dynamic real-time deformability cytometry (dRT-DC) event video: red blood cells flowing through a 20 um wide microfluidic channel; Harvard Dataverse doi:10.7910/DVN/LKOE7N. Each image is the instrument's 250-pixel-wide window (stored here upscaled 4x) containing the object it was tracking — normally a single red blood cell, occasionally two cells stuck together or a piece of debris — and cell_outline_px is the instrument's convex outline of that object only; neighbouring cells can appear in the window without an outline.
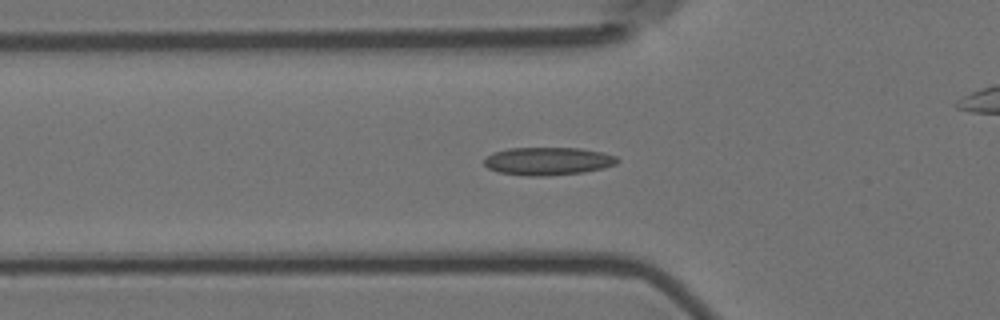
{"species": "Egyptian fruit bat (a non-hibernating species)", "species_latin": "Rousettus aegyptiacus", "temperature_condition": "room temperature", "stored_images_in_passage": 58, "camera_frame_rate_fps": 3000, "um_per_image_px": 0.085, "animal": {"sex": "female"}, "frame": {"image": 1, "passage_image": 19, "time_ms": 6.0, "image_size_px": [1000, 320], "cell_outline_px": [[620, 160], [616, 164], [604, 168], [584, 172], [544, 176], [528, 176], [500, 172], [488, 168], [484, 164], [484, 160], [492, 152], [508, 148], [580, 148], [604, 152], [616, 156]], "centroid_in_image_um": [46.6, 13.69], "position_along_channel_um": 79.2, "area_um2": 21.73}}
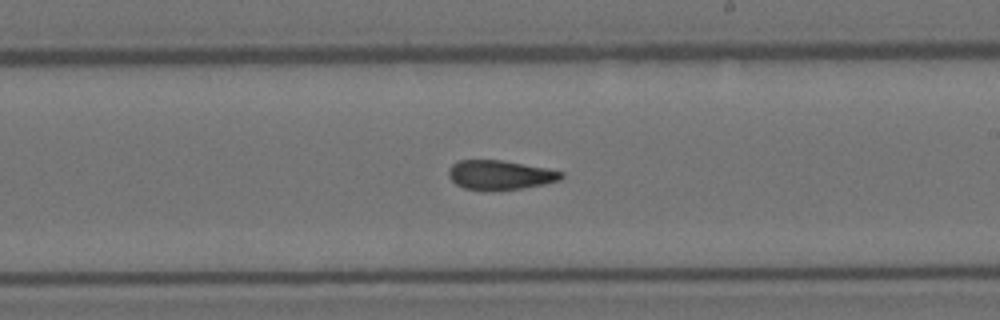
{"frame": {"image": 2, "passage_image": 33, "time_ms": 10.667, "image_size_px": [1000, 320], "cell_outline_px": [[564, 176], [560, 180], [544, 184], [520, 188], [488, 192], [464, 188], [456, 184], [448, 176], [448, 168], [452, 164], [460, 160], [500, 160], [544, 168], [564, 172]], "centroid_in_image_um": [42.46, 14.89], "position_along_channel_um": 246.5, "area_um2": 19.36}}
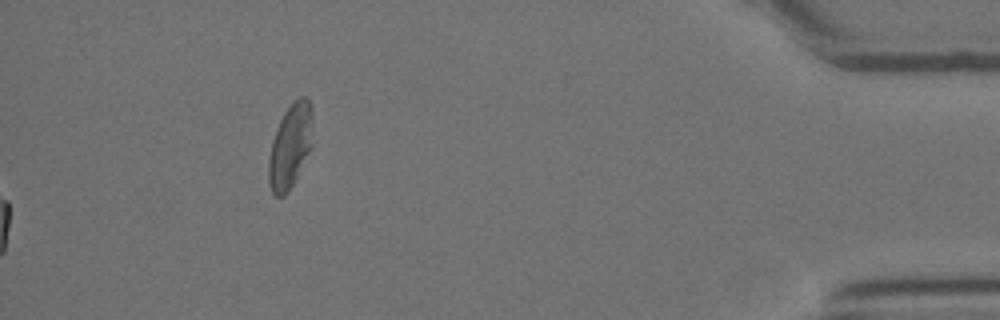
{"frame": {"image": 3, "passage_image": 58, "time_ms": 19.0, "image_size_px": [1000, 320], "cell_outline_px": [[312, 148], [288, 192], [284, 196], [276, 196], [272, 192], [268, 184], [268, 160], [272, 140], [276, 128], [284, 112], [292, 100], [300, 96], [308, 96], [312, 108]], "centroid_in_image_um": [24.68, 12.38], "position_along_channel_um": 410.5, "area_um2": 22.02}, "authors_computed_cell_mechanics": {"area_um2": 19.9988, "velocity_mm_per_s": 3.5717, "shape_relaxation_time_tau1_ms": null, "shape_relaxation_time_tau2_ms": 2.9681, "deformation_change_tau1": null, "deformation_change_tau2": 0.0927}}